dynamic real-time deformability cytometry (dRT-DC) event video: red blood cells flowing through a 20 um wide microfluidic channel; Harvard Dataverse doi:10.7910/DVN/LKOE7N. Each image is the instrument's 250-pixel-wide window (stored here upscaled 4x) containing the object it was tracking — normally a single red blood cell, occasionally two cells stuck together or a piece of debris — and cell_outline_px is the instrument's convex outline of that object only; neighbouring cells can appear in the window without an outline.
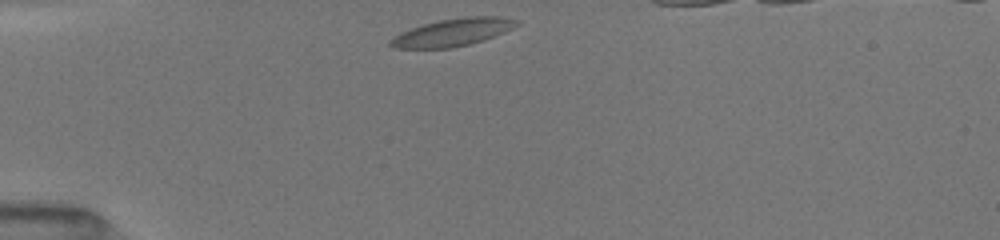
{"species": "common noctule bat (a hibernating species)", "species_latin": "Nyctalus noctula", "temperature_condition": "room temperature", "stored_images_in_passage": 72, "camera_frame_rate_fps": 3000, "um_per_image_px": 0.085, "animal": {"sex": "female", "body_mass_g": 19.5, "forearm_length_mm": 54.1}, "frame": {"image": 1, "passage_image": 1, "time_ms": 0.0, "image_size_px": [1000, 240], "cell_outline_px": [[520, 24], [504, 32], [484, 40], [452, 48], [396, 48], [388, 44], [388, 40], [412, 28], [424, 24], [440, 20], [472, 16], [500, 16], [520, 20]], "centroid_in_image_um": [38.54, 2.74], "position_along_channel_um": 46.5, "area_um2": 20.0}}
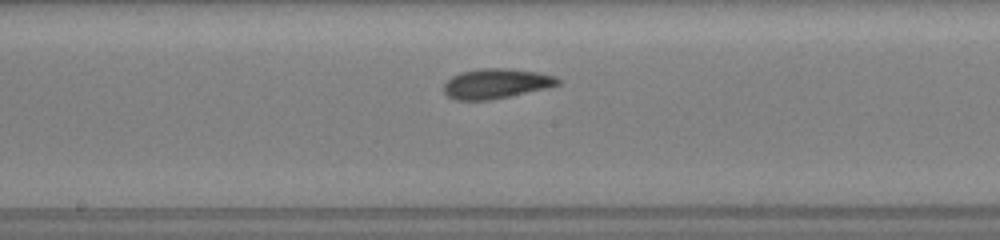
{"frame": {"image": 2, "passage_image": 35, "time_ms": 4.667, "image_size_px": [1000, 240], "cell_outline_px": [[560, 84], [548, 88], [492, 100], [456, 100], [448, 96], [444, 92], [444, 84], [452, 76], [460, 72], [480, 68], [508, 68], [536, 72], [556, 76], [560, 80]], "centroid_in_image_um": [42.18, 7.11], "position_along_channel_um": 206.0, "area_um2": 20.0}}
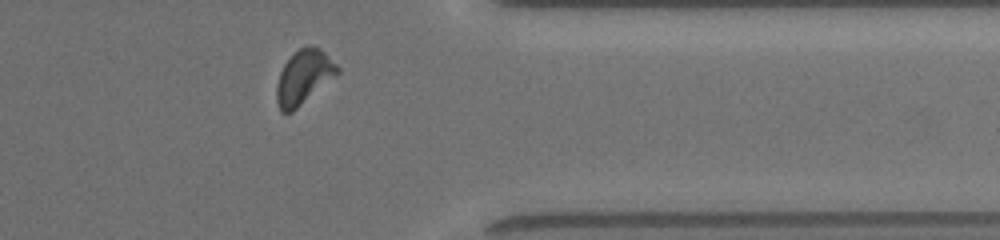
{"frame": {"image": 3, "passage_image": 61, "time_ms": 9.333, "image_size_px": [1000, 240], "cell_outline_px": [[340, 72], [336, 76], [292, 112], [280, 112], [276, 100], [276, 84], [280, 72], [284, 64], [304, 44], [308, 44], [320, 48], [340, 68]], "centroid_in_image_um": [25.82, 6.55], "position_along_channel_um": 385.6, "area_um2": 19.13}}